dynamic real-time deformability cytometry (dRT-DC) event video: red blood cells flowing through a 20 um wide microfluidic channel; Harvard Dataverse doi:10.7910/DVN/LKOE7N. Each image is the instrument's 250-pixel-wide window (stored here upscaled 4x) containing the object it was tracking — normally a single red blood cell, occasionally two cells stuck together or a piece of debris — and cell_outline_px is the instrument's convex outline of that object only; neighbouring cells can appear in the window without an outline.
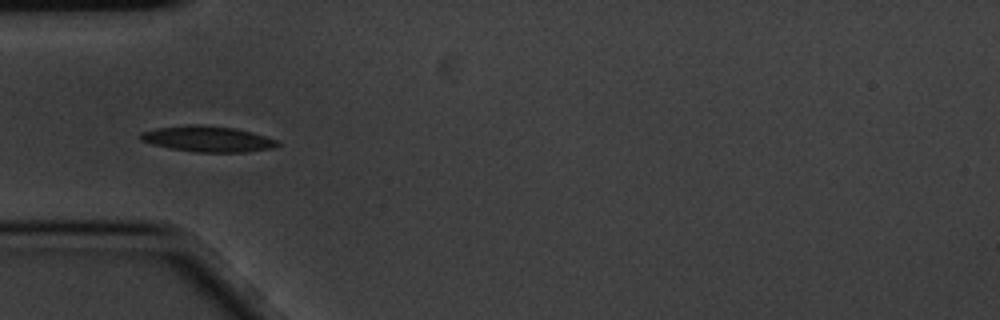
{"species": "common noctule bat (a hibernating species)", "species_latin": "Nyctalus noctula", "temperature_condition": "cold", "stored_images_in_passage": 7, "camera_frame_rate_fps": 3000, "um_per_image_px": 0.085, "animal": {"sex": "male", "body_mass_g": 20.1, "forearm_length_mm": 53.5}, "frame": {"image": 1, "passage_image": 4, "time_ms": 1.0, "image_size_px": [1000, 320], "cell_outline_px": [[280, 144], [276, 148], [248, 152], [196, 152], [168, 148], [152, 144], [140, 140], [136, 136], [140, 132], [156, 128], [188, 124], [200, 124], [236, 128], [252, 132], [276, 140]], "centroid_in_image_um": [17.62, 11.81], "position_along_channel_um": 67.4, "area_um2": 20.92}}
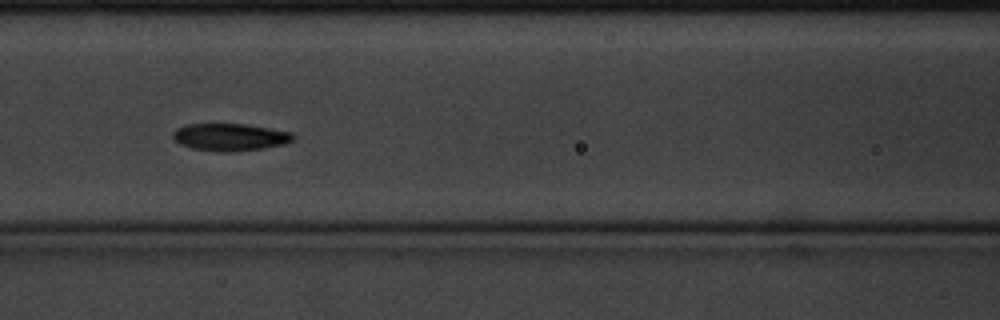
{"frame": {"image": 2, "passage_image": 6, "time_ms": 1.667, "image_size_px": [1000, 320], "cell_outline_px": [[296, 140], [284, 144], [264, 148], [232, 152], [220, 152], [192, 148], [180, 144], [172, 136], [172, 132], [176, 128], [188, 124], [248, 124], [292, 132], [296, 136]], "centroid_in_image_um": [19.6, 11.65], "position_along_channel_um": 147.0, "area_um2": 19.36}}
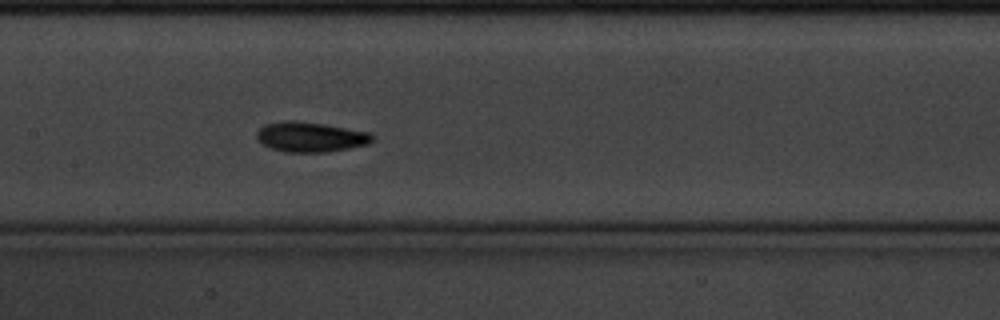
{"frame": {"image": 3, "passage_image": 7, "time_ms": 2.0, "image_size_px": [1000, 320], "cell_outline_px": [[376, 136], [368, 144], [328, 152], [284, 152], [272, 148], [256, 140], [256, 132], [264, 124], [284, 120], [296, 120], [324, 124], [372, 132]], "centroid_in_image_um": [26.4, 11.63], "position_along_channel_um": 181.0, "area_um2": 20.46}}